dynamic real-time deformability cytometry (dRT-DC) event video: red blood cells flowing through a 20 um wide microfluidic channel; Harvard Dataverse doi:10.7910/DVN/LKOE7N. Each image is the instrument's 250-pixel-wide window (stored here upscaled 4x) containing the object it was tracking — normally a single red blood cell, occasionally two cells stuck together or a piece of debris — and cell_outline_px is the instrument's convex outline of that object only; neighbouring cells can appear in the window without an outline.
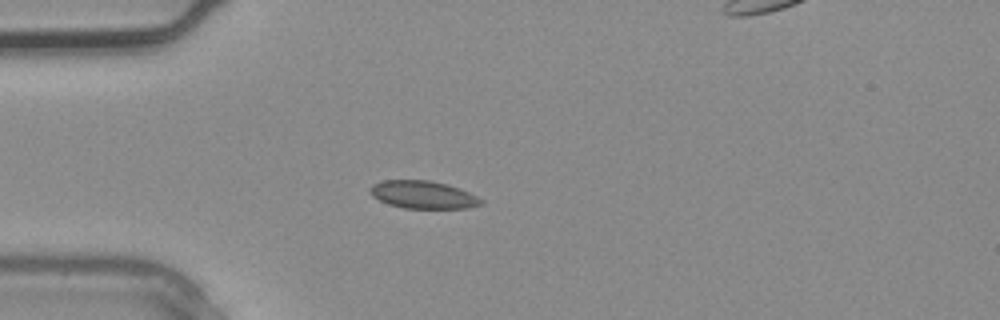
{"species": "common noctule bat (a hibernating species)", "species_latin": "Nyctalus noctula", "temperature_condition": "warm", "stored_images_in_passage": 3, "camera_frame_rate_fps": 3000, "um_per_image_px": 0.085, "animal": {"sex": "male", "body_mass_g": 20.4}, "frame": {"image": 1, "passage_image": 2, "time_ms": 0.333, "image_size_px": [1000, 320], "cell_outline_px": [[484, 204], [468, 208], [404, 208], [388, 204], [372, 196], [368, 192], [368, 188], [372, 184], [384, 180], [432, 180], [448, 184], [460, 188], [484, 200]], "centroid_in_image_um": [35.96, 16.54], "position_along_channel_um": 49.0, "area_um2": 18.15}}